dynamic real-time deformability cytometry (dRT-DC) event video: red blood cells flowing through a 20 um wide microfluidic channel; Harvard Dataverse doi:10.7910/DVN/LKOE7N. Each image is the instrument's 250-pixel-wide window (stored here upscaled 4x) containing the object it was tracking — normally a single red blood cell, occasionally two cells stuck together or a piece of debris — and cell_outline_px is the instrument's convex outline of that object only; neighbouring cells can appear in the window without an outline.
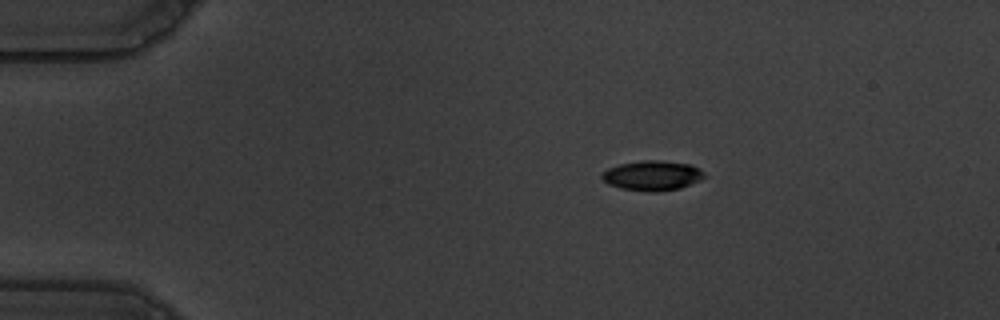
{"species": "common noctule bat (a hibernating species)", "species_latin": "Nyctalus noctula", "temperature_condition": "warm", "stored_images_in_passage": 49, "camera_frame_rate_fps": 3000, "um_per_image_px": 0.085, "animal": {"sex": "male", "body_mass_g": 19.5, "forearm_length_mm": 54.6}, "frame": {"image": 1, "passage_image": 1, "time_ms": 0.0, "image_size_px": [1000, 320], "cell_outline_px": [[704, 176], [700, 180], [680, 188], [656, 192], [648, 192], [620, 188], [608, 184], [600, 176], [608, 168], [620, 164], [640, 160], [660, 160], [692, 164], [700, 168], [704, 172]], "centroid_in_image_um": [55.46, 14.92], "position_along_channel_um": 29.5, "area_um2": 17.92}}
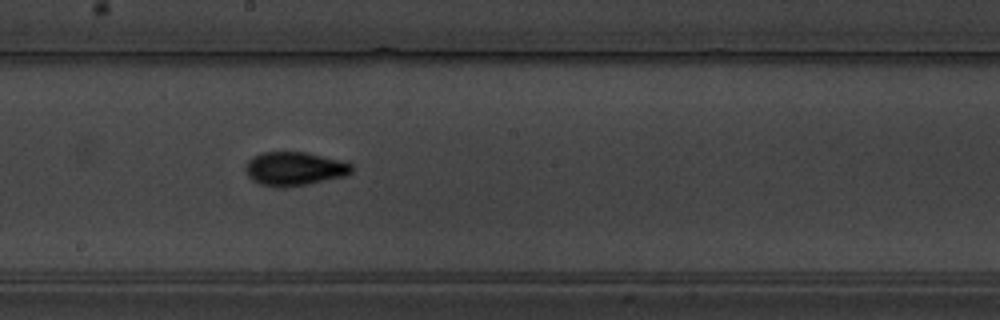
{"frame": {"image": 2, "passage_image": 23, "time_ms": 7.333, "image_size_px": [1000, 320], "cell_outline_px": [[352, 172], [344, 176], [308, 184], [276, 188], [260, 184], [252, 180], [248, 176], [244, 168], [244, 164], [252, 156], [260, 152], [308, 152], [352, 164]], "centroid_in_image_um": [24.96, 14.34], "position_along_channel_um": 223.2, "area_um2": 20.92}}
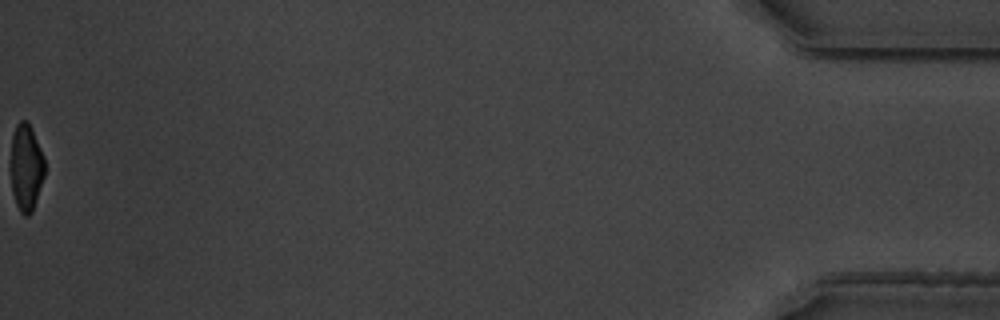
{"frame": {"image": 3, "passage_image": 49, "time_ms": 16.0, "image_size_px": [1000, 320], "cell_outline_px": [[44, 176], [32, 212], [28, 216], [24, 216], [20, 212], [16, 204], [12, 192], [12, 136], [16, 124], [20, 120], [28, 120], [32, 128], [44, 156]], "centroid_in_image_um": [2.23, 14.21], "position_along_channel_um": 433.0, "area_um2": 17.05}, "authors_computed_cell_mechanics": {"area_um2": 19.3052, "velocity_mm_per_s": 3.5179, "shape_relaxation_time_tau1_ms": 4.7744, "shape_relaxation_time_tau2_ms": 1.6167, "deformation_change_tau1": 0.1703, "deformation_change_tau2": 0.0687}}